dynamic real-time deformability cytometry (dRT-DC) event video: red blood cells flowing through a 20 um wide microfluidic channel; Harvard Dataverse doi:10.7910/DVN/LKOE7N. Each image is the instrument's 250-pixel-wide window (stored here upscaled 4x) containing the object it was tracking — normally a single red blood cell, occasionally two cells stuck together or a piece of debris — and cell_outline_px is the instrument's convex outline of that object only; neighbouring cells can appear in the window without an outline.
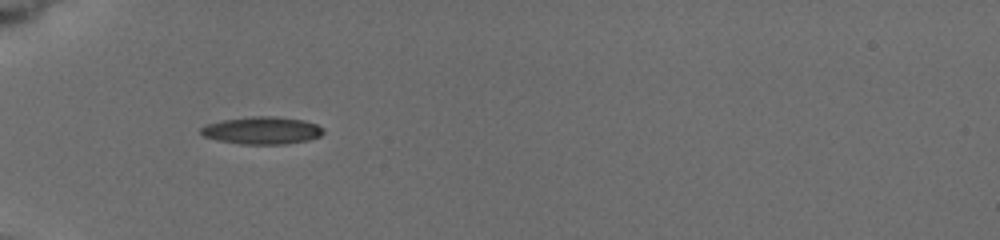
{"species": "common noctule bat (a hibernating species)", "species_latin": "Nyctalus noctula", "temperature_condition": "cold", "stored_images_in_passage": 12, "camera_frame_rate_fps": 3000, "um_per_image_px": 0.085, "animal": {"sex": "female", "body_mass_g": 19.5, "forearm_length_mm": 54.1}, "frame": {"image": 1, "passage_image": 7, "time_ms": 5.667, "image_size_px": [1000, 240], "cell_outline_px": [[324, 132], [320, 136], [308, 140], [284, 144], [240, 144], [216, 140], [204, 136], [200, 132], [200, 128], [208, 124], [224, 120], [252, 116], [276, 116], [304, 120], [316, 124], [324, 128]], "centroid_in_image_um": [22.29, 11.09], "position_along_channel_um": 62.7, "area_um2": 19.59}}
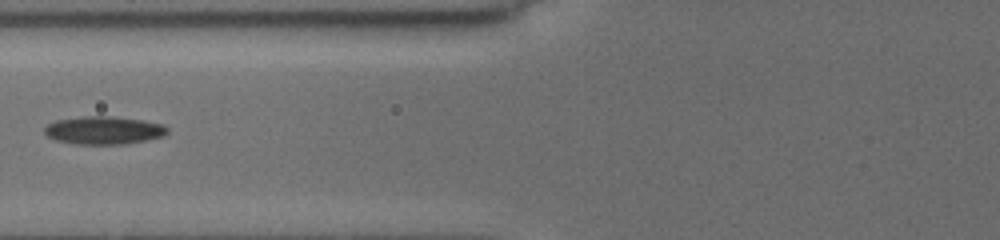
{"frame": {"image": 2, "passage_image": 9, "time_ms": 7.333, "image_size_px": [1000, 240], "cell_outline_px": [[168, 132], [164, 136], [148, 140], [124, 144], [76, 144], [56, 140], [48, 136], [44, 132], [44, 128], [48, 124], [56, 120], [84, 116], [112, 116], [144, 120], [164, 124], [168, 128]], "centroid_in_image_um": [8.86, 11.07], "position_along_channel_um": 116.9, "area_um2": 20.17}}
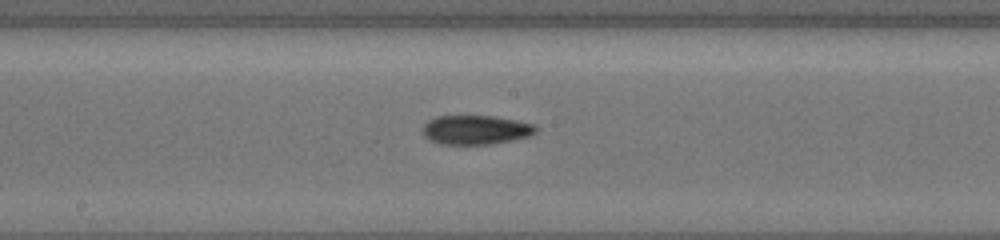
{"frame": {"image": 3, "passage_image": 12, "time_ms": 9.667, "image_size_px": [1000, 240], "cell_outline_px": [[536, 132], [528, 136], [512, 140], [492, 144], [440, 144], [428, 140], [420, 132], [420, 128], [428, 120], [436, 116], [492, 116], [516, 120], [536, 124]], "centroid_in_image_um": [40.38, 11.04], "position_along_channel_um": 207.8, "area_um2": 19.48}}